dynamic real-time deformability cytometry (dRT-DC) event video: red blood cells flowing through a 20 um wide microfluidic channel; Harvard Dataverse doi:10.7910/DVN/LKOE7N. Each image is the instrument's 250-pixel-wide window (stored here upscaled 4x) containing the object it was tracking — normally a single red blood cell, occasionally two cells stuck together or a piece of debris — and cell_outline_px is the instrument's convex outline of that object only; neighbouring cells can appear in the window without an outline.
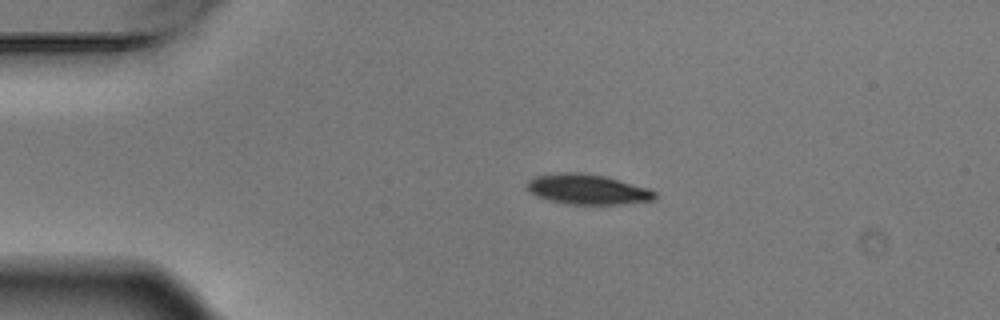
{"species": "Egyptian fruit bat (a non-hibernating species)", "species_latin": "Rousettus aegyptiacus", "temperature_condition": "warm", "stored_images_in_passage": 5, "camera_frame_rate_fps": 3000, "um_per_image_px": 0.085, "animal": {"sex": "male"}, "frame": {"image": 1, "passage_image": 3, "time_ms": 0.667, "image_size_px": [1000, 320], "cell_outline_px": [[656, 200], [620, 204], [568, 204], [552, 200], [540, 196], [532, 192], [528, 188], [528, 180], [532, 176], [556, 172], [580, 172], [604, 176], [648, 188], [656, 192]], "centroid_in_image_um": [49.96, 16.08], "position_along_channel_um": 35.0, "area_um2": 22.25}}
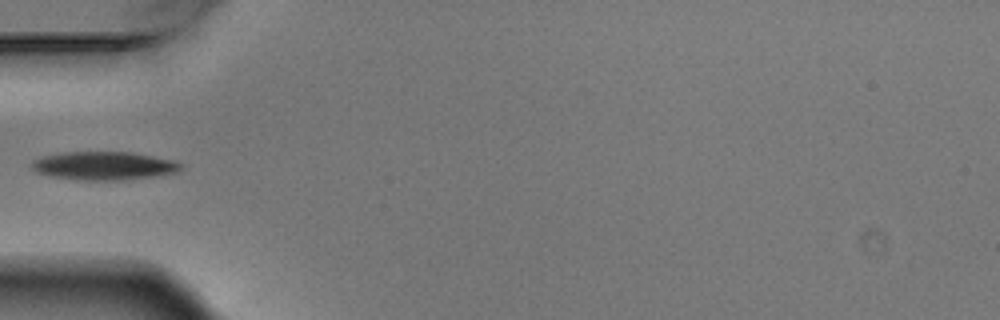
{"frame": {"image": 2, "passage_image": 5, "time_ms": 1.333, "image_size_px": [1000, 320], "cell_outline_px": [[184, 164], [176, 172], [156, 176], [128, 180], [76, 180], [36, 172], [32, 168], [32, 160], [44, 156], [64, 152], [132, 152], [176, 160]], "centroid_in_image_um": [8.89, 14.09], "position_along_channel_um": 76.1, "area_um2": 24.68}}